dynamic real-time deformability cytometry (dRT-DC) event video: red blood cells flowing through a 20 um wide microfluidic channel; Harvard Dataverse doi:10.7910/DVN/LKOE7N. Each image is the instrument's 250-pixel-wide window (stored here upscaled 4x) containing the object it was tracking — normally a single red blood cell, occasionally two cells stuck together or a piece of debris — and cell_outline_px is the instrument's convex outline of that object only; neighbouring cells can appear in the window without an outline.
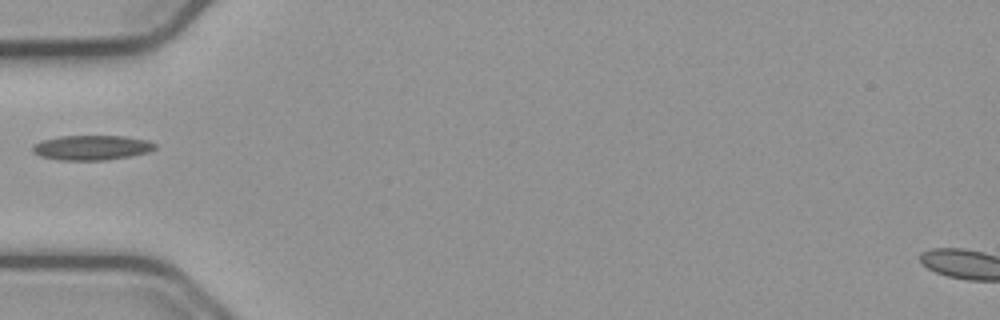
{"species": "common noctule bat (a hibernating species)", "species_latin": "Nyctalus noctula", "temperature_condition": "cold", "stored_images_in_passage": 7, "camera_frame_rate_fps": 3000, "um_per_image_px": 0.085, "animal": {"sex": "male", "body_mass_g": 23.1, "forearm_length_mm": 52.7}, "frame": {"image": 1, "passage_image": 1, "time_ms": 0.0, "image_size_px": [1000, 320], "cell_outline_px": [[156, 148], [148, 152], [132, 156], [104, 160], [60, 160], [40, 156], [32, 152], [32, 144], [44, 140], [60, 136], [124, 136], [148, 140], [156, 144]], "centroid_in_image_um": [7.8, 12.55], "position_along_channel_um": 77.2, "area_um2": 17.74}}